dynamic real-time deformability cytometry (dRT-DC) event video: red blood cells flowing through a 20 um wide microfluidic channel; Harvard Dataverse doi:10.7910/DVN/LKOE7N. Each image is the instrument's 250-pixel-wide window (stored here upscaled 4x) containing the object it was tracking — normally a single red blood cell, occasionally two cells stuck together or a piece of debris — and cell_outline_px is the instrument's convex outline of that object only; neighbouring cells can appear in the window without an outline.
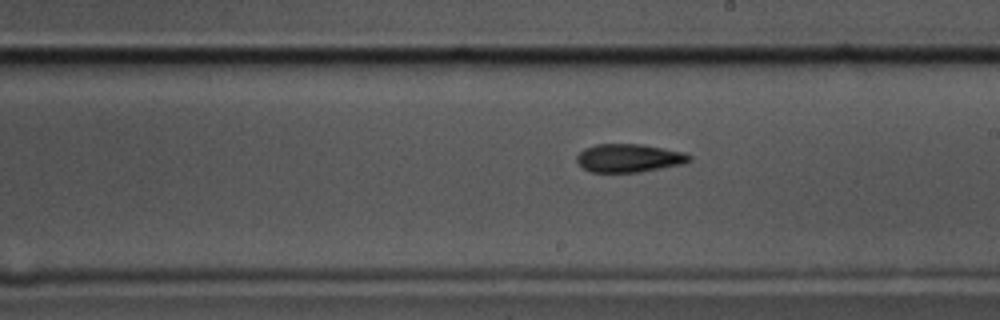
{"species": "common noctule bat (a hibernating species)", "species_latin": "Nyctalus noctula", "temperature_condition": "cold", "stored_images_in_passage": 55, "camera_frame_rate_fps": 3000, "um_per_image_px": 0.085, "animal": {"sex": "male", "body_mass_g": 17.5, "forearm_length_mm": 52.3}, "frame": {"image": 1, "passage_image": 32, "time_ms": 10.333, "image_size_px": [1000, 320], "cell_outline_px": [[692, 160], [684, 164], [640, 172], [592, 172], [584, 168], [576, 160], [576, 156], [584, 148], [596, 144], [640, 144], [664, 148], [684, 152], [692, 156]], "centroid_in_image_um": [53.49, 13.43], "position_along_channel_um": 235.5, "area_um2": 18.61}}
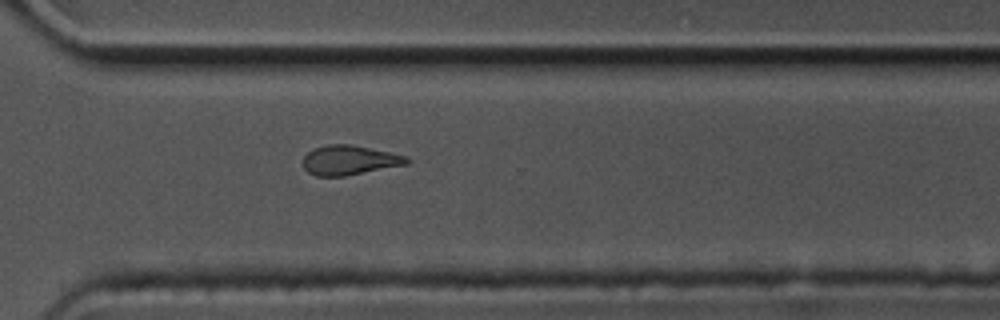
{"frame": {"image": 2, "passage_image": 41, "time_ms": 13.333, "image_size_px": [1000, 320], "cell_outline_px": [[412, 160], [408, 164], [344, 176], [316, 176], [308, 172], [304, 168], [304, 156], [308, 152], [316, 148], [328, 144], [352, 144], [408, 156]], "centroid_in_image_um": [29.74, 13.61], "position_along_channel_um": 340.9, "area_um2": 17.86}}
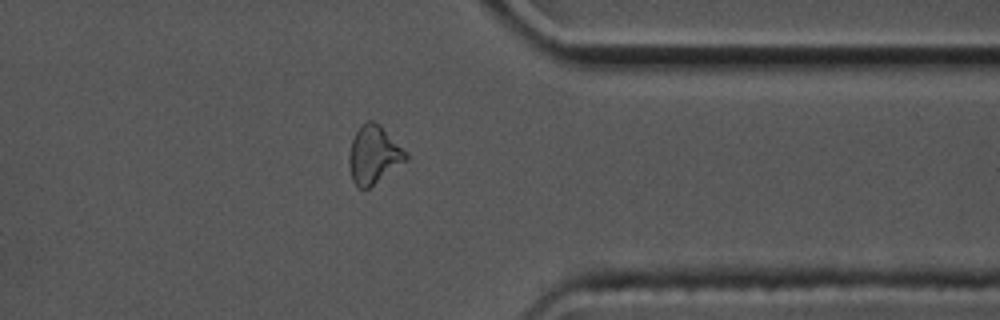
{"frame": {"image": 3, "passage_image": 45, "time_ms": 14.667, "image_size_px": [1000, 320], "cell_outline_px": [[408, 160], [368, 188], [356, 188], [352, 180], [348, 164], [348, 156], [352, 140], [356, 132], [368, 120], [372, 120], [380, 124], [408, 152]], "centroid_in_image_um": [31.78, 13.16], "position_along_channel_um": 379.6, "area_um2": 19.31}}